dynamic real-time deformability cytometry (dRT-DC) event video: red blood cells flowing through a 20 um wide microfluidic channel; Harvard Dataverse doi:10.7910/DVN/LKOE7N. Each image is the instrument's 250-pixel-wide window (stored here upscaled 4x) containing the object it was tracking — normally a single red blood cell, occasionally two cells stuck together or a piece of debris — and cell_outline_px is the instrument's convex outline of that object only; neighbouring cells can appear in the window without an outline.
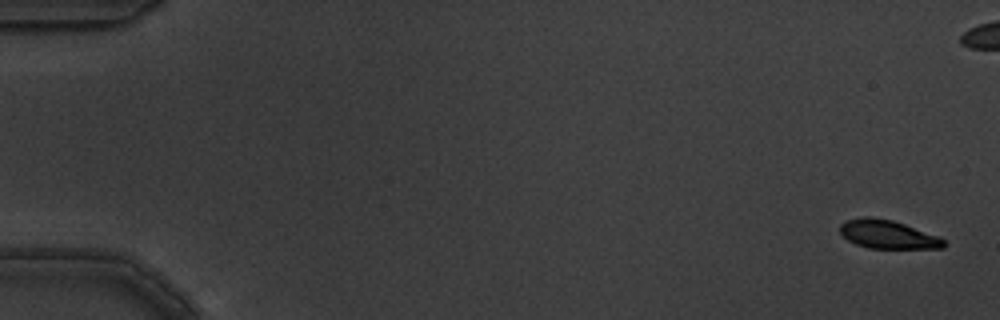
{"species": "common noctule bat (a hibernating species)", "species_latin": "Nyctalus noctula", "temperature_condition": "warm", "stored_images_in_passage": 9, "camera_frame_rate_fps": 3000, "um_per_image_px": 0.085, "animal": {"sex": "male", "body_mass_g": 19.5, "forearm_length_mm": 54.6}, "frame": {"image": 1, "passage_image": 1, "time_ms": 0.0, "image_size_px": [1000, 320], "cell_outline_px": [[948, 244], [944, 248], [868, 248], [856, 244], [848, 240], [840, 232], [840, 224], [848, 220], [864, 216], [872, 216], [892, 220], [904, 224], [936, 236], [944, 240]], "centroid_in_image_um": [75.44, 19.92], "position_along_channel_um": 9.6, "area_um2": 17.05}}
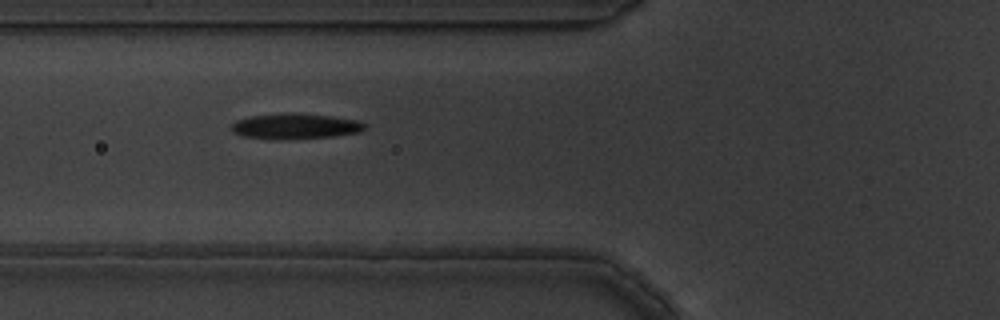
{"frame": {"image": 2, "passage_image": 8, "time_ms": 2.333, "image_size_px": [1000, 320], "cell_outline_px": [[368, 128], [360, 132], [332, 136], [280, 140], [276, 140], [240, 136], [232, 132], [228, 128], [236, 120], [248, 116], [280, 112], [296, 112], [332, 116], [360, 120], [368, 124]], "centroid_in_image_um": [25.08, 10.71], "position_along_channel_um": 100.7, "area_um2": 20.63}}
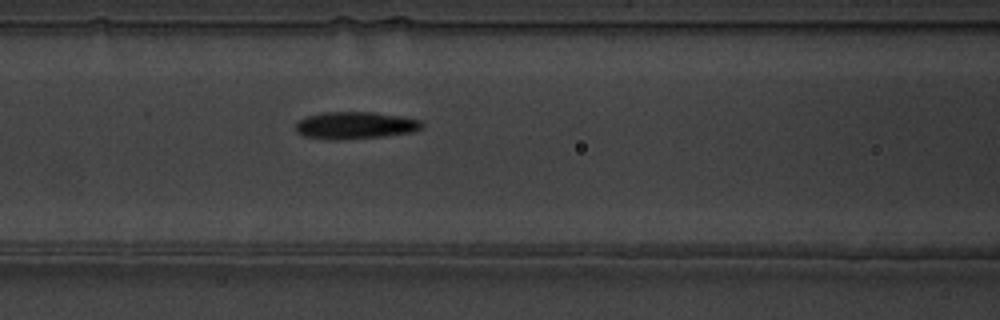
{"frame": {"image": 3, "passage_image": 9, "time_ms": 2.667, "image_size_px": [1000, 320], "cell_outline_px": [[424, 124], [420, 128], [412, 132], [384, 136], [336, 140], [332, 140], [304, 136], [296, 132], [296, 120], [304, 116], [324, 112], [372, 112], [404, 116], [420, 120]], "centroid_in_image_um": [30.15, 10.64], "position_along_channel_um": 136.4, "area_um2": 20.17}}